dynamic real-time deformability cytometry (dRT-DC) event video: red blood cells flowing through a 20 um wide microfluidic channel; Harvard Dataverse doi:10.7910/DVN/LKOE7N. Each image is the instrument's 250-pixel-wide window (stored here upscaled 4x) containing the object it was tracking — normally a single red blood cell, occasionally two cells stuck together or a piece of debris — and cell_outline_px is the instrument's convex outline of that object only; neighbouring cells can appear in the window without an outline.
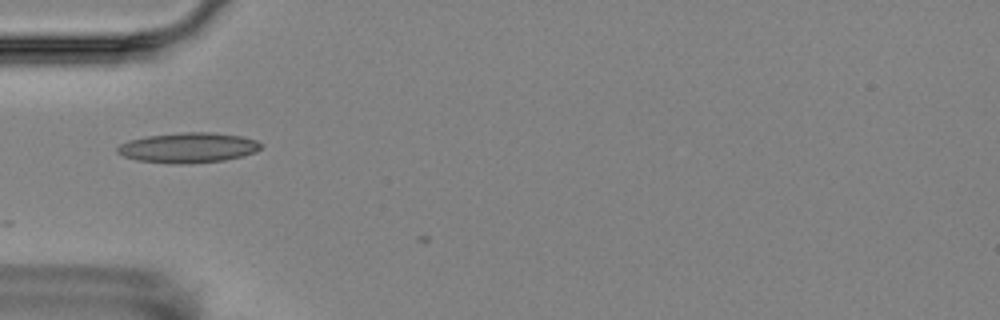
{"species": "Egyptian fruit bat (a non-hibernating species)", "species_latin": "Rousettus aegyptiacus", "temperature_condition": "room temperature", "stored_images_in_passage": 9, "camera_frame_rate_fps": 3000, "um_per_image_px": 0.085, "animal": {"sex": "female"}, "frame": {"image": 1, "passage_image": 5, "time_ms": 7.0, "image_size_px": [1000, 320], "cell_outline_px": [[260, 148], [256, 152], [224, 160], [188, 164], [172, 164], [136, 160], [124, 156], [116, 152], [116, 148], [120, 144], [132, 140], [148, 136], [180, 132], [212, 132], [240, 136], [256, 140], [260, 144]], "centroid_in_image_um": [15.98, 12.56], "position_along_channel_um": 69.0, "area_um2": 25.09}}
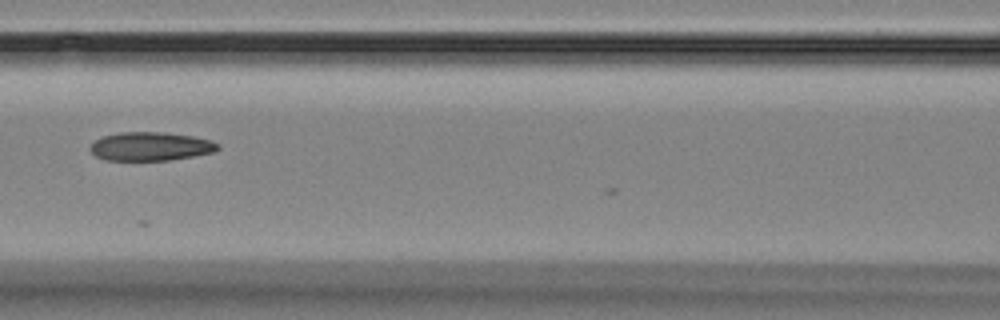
{"frame": {"image": 2, "passage_image": 7, "time_ms": 9.333, "image_size_px": [1000, 320], "cell_outline_px": [[220, 148], [216, 152], [168, 160], [104, 160], [96, 156], [88, 148], [96, 140], [104, 136], [120, 132], [164, 132], [192, 136], [208, 140], [220, 144]], "centroid_in_image_um": [12.81, 12.44], "position_along_channel_um": 153.8, "area_um2": 21.21}}